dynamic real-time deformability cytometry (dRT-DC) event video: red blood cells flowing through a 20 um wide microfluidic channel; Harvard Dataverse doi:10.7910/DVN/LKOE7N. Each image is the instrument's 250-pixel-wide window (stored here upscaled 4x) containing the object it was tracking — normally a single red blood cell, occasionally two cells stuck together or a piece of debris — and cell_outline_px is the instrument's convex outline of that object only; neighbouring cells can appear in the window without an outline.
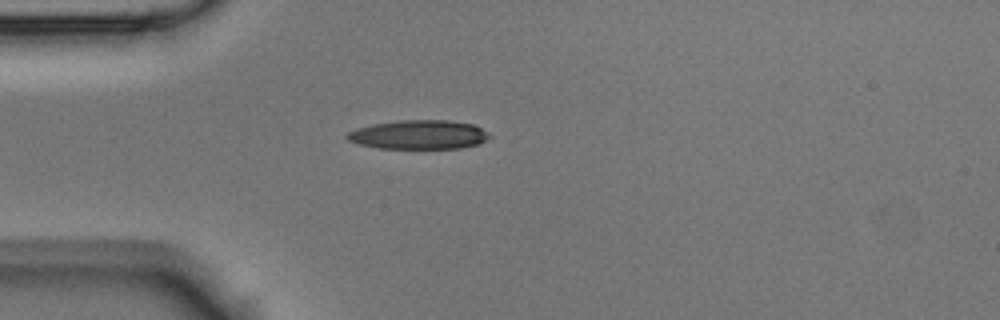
{"species": "Egyptian fruit bat (a non-hibernating species)", "species_latin": "Rousettus aegyptiacus", "temperature_condition": "room temperature", "stored_images_in_passage": 3, "camera_frame_rate_fps": 3000, "um_per_image_px": 0.085, "animal": {"sex": "male"}, "frame": {"image": 1, "passage_image": 1, "time_ms": 0.0, "image_size_px": [1000, 320], "cell_outline_px": [[492, 136], [480, 144], [460, 148], [376, 148], [360, 144], [348, 140], [344, 136], [348, 132], [356, 128], [372, 124], [400, 120], [448, 120], [476, 124], [488, 132]], "centroid_in_image_um": [35.63, 11.44], "position_along_channel_um": 49.4, "area_um2": 24.33}}
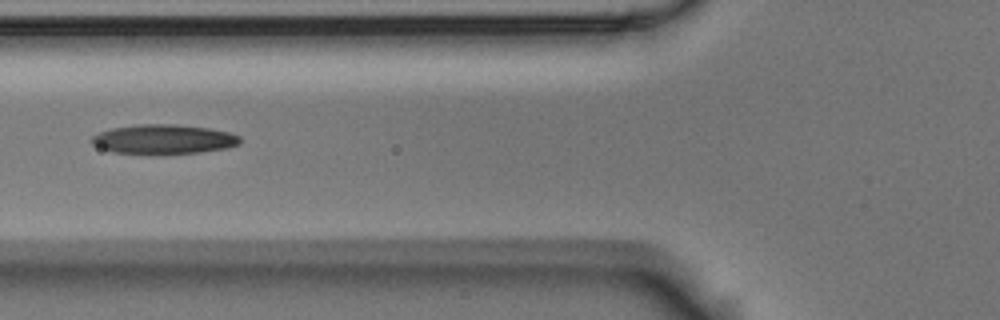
{"frame": {"image": 2, "passage_image": 3, "time_ms": 0.667, "image_size_px": [1000, 320], "cell_outline_px": [[240, 144], [228, 148], [200, 152], [160, 156], [112, 152], [100, 148], [92, 144], [92, 136], [100, 132], [112, 128], [140, 124], [176, 124], [208, 128], [228, 132], [240, 136]], "centroid_in_image_um": [13.91, 11.87], "position_along_channel_um": 111.9, "area_um2": 26.07}}